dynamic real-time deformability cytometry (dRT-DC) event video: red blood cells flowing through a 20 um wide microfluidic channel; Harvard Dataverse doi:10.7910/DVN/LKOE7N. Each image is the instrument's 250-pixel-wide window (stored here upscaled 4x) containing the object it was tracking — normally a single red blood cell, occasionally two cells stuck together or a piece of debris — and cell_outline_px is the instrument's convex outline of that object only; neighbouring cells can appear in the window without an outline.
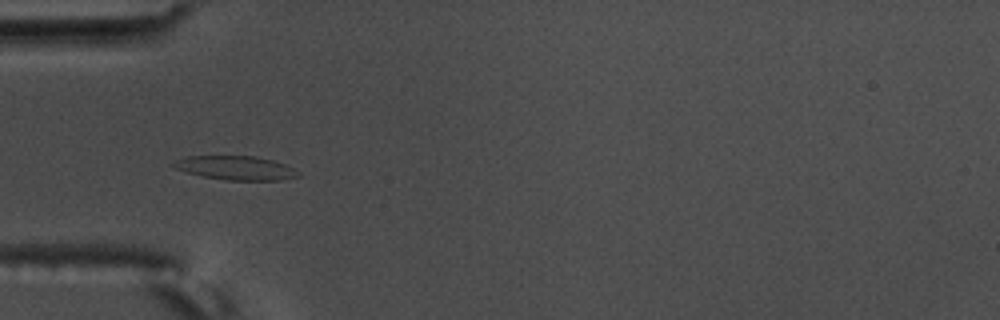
{"species": "common noctule bat (a hibernating species)", "species_latin": "Nyctalus noctula", "temperature_condition": "warm", "stored_images_in_passage": 41, "camera_frame_rate_fps": 3000, "um_per_image_px": 0.085, "animal": {"sex": "male", "body_mass_g": 17.5, "forearm_length_mm": 52.3}, "frame": {"image": 1, "passage_image": 1, "time_ms": 0.0, "image_size_px": [1000, 320], "cell_outline_px": [[300, 176], [280, 180], [224, 180], [204, 176], [172, 168], [168, 164], [176, 160], [188, 156], [256, 156], [272, 160], [284, 164], [292, 168]], "centroid_in_image_um": [19.97, 14.27], "position_along_channel_um": 65.0, "area_um2": 17.28}}
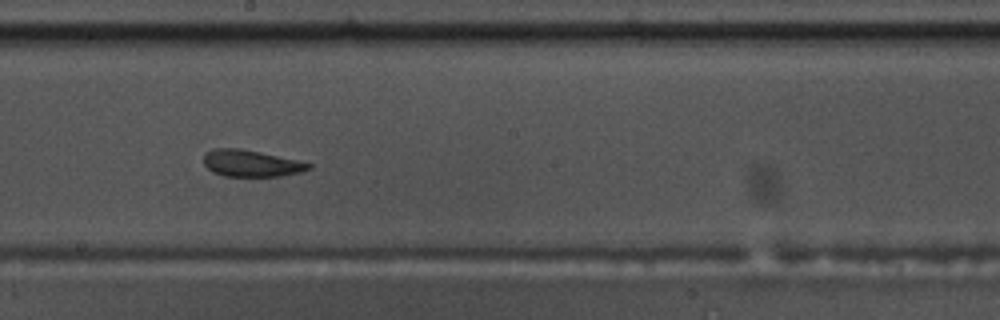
{"frame": {"image": 2, "passage_image": 15, "time_ms": 4.667, "image_size_px": [1000, 320], "cell_outline_px": [[312, 168], [300, 172], [280, 176], [224, 176], [212, 172], [204, 164], [204, 152], [212, 148], [240, 148], [260, 152], [296, 160], [312, 164]], "centroid_in_image_um": [21.3, 13.88], "position_along_channel_um": 226.9, "area_um2": 16.3}}
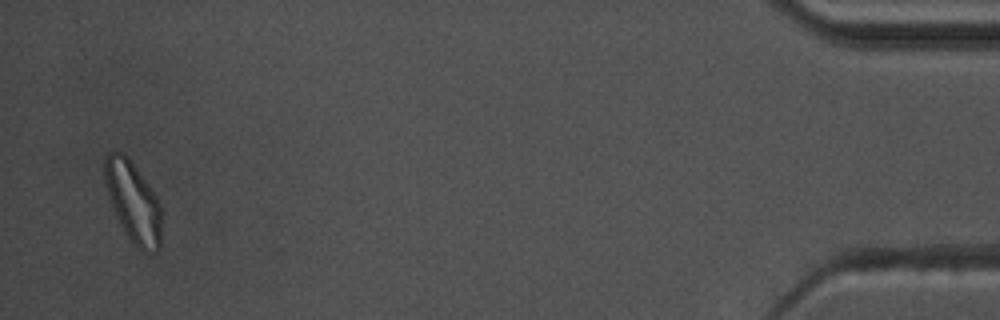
{"frame": {"image": 3, "passage_image": 39, "time_ms": 12.667, "image_size_px": [1000, 320], "cell_outline_px": [[160, 248], [156, 252], [144, 252], [124, 232], [116, 216], [104, 180], [104, 156], [108, 152], [124, 152], [128, 156], [156, 196], [160, 204]], "centroid_in_image_um": [11.3, 17.13], "position_along_channel_um": 423.9, "area_um2": 26.3}, "authors_computed_cell_mechanics": {"area_um2": 17.1666, "velocity_mm_per_s": 3.5104, "shape_relaxation_time_tau1_ms": 9.5474, "shape_relaxation_time_tau2_ms": 2.6558, "deformation_change_tau1": 0.1979, "deformation_change_tau2": 0.1047}}